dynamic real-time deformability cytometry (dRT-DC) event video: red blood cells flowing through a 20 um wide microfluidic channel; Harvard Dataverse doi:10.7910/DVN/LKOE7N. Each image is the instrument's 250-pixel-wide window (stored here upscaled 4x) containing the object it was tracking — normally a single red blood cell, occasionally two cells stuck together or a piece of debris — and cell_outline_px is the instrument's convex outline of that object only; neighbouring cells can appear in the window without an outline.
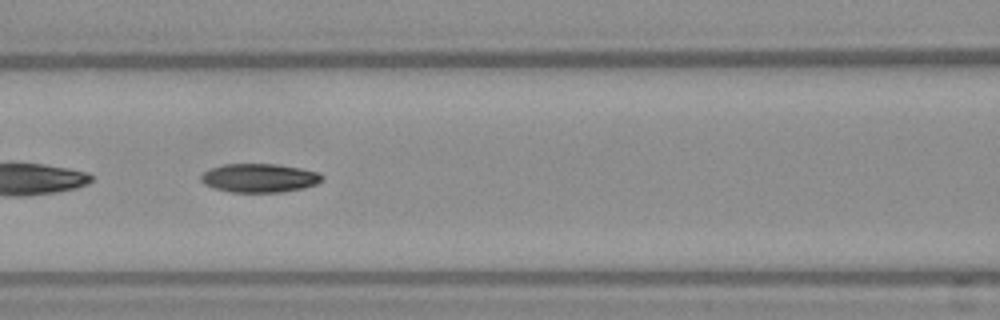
{"species": "Egyptian fruit bat (a non-hibernating species)", "species_latin": "Rousettus aegyptiacus", "temperature_condition": "warm", "stored_images_in_passage": 47, "segment_of_instrument_passage": [2, 2], "camera_frame_rate_fps": 3000, "um_per_image_px": 0.085, "frame": {"image": 1, "passage_image": 23, "time_ms": 7.333, "image_size_px": [1000, 320], "cell_outline_px": [[324, 180], [316, 184], [304, 188], [284, 192], [232, 192], [212, 188], [204, 184], [200, 180], [200, 176], [204, 172], [212, 168], [224, 164], [276, 164], [300, 168], [320, 172], [324, 176]], "centroid_in_image_um": [22.08, 15.13], "position_along_channel_um": 144.5, "area_um2": 20.46}}